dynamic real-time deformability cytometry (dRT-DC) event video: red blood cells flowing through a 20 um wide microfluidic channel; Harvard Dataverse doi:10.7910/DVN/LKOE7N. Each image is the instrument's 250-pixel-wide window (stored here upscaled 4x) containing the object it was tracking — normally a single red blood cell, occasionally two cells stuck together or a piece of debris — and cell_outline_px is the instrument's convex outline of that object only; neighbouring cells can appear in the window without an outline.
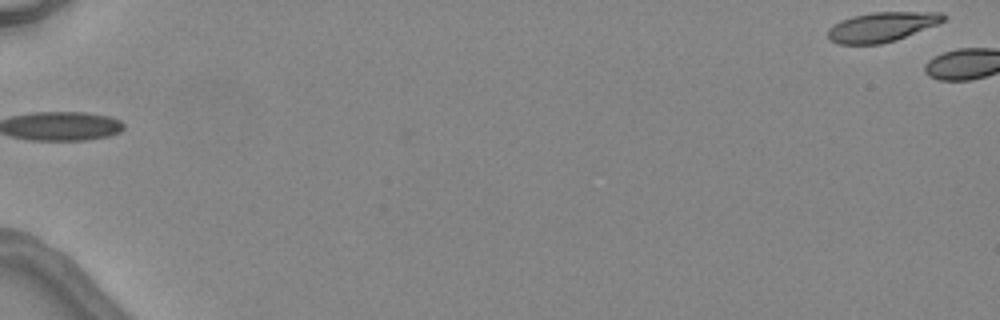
{"species": "common noctule bat (a hibernating species)", "species_latin": "Nyctalus noctula", "temperature_condition": "warm", "stored_images_in_passage": 2, "segment_of_instrument_passage": [2, 2], "camera_frame_rate_fps": 3000, "um_per_image_px": 0.085, "animal": {"sex": "female", "body_mass_g": 24.6, "forearm_length_mm": 56.2}, "frame": {"image": 1, "passage_image": 2, "time_ms": 1.333, "image_size_px": [1000, 320], "cell_outline_px": [[944, 20], [936, 24], [896, 40], [880, 44], [840, 44], [828, 40], [828, 28], [840, 20], [852, 16], [872, 12], [940, 12], [944, 16]], "centroid_in_image_um": [74.88, 2.29], "position_along_channel_um": 10.1, "area_um2": 19.77}}